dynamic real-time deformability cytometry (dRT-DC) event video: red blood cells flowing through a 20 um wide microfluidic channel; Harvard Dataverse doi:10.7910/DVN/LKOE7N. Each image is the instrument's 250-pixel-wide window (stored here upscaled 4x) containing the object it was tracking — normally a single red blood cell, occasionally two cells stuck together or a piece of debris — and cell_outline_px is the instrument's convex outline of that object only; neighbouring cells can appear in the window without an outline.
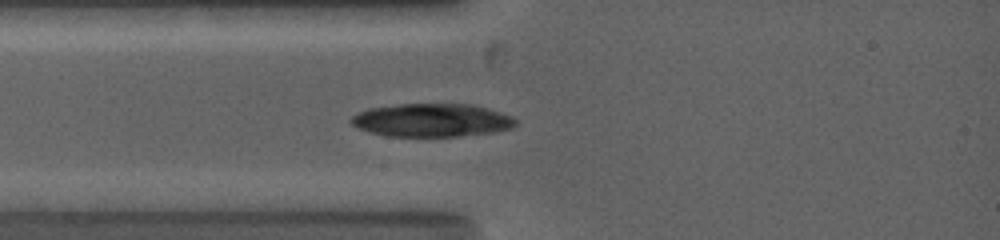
{"species": "common noctule bat (a hibernating species)", "species_latin": "Nyctalus noctula", "temperature_condition": "warm", "stored_images_in_passage": 16, "camera_frame_rate_fps": 5000, "um_per_image_px": 0.085, "animal": {"sex": "female", "body_mass_g": 19.0, "forearm_length_mm": 53.3}, "frame": {"image": 1, "passage_image": 12, "time_ms": 2.2, "image_size_px": [1000, 240], "cell_outline_px": [[516, 124], [512, 128], [492, 132], [456, 136], [388, 136], [372, 132], [360, 128], [352, 124], [348, 120], [352, 116], [360, 112], [372, 108], [400, 104], [472, 104], [488, 108], [512, 116], [516, 120]], "centroid_in_image_um": [36.73, 10.21], "position_along_channel_um": 48.3, "area_um2": 31.5}}
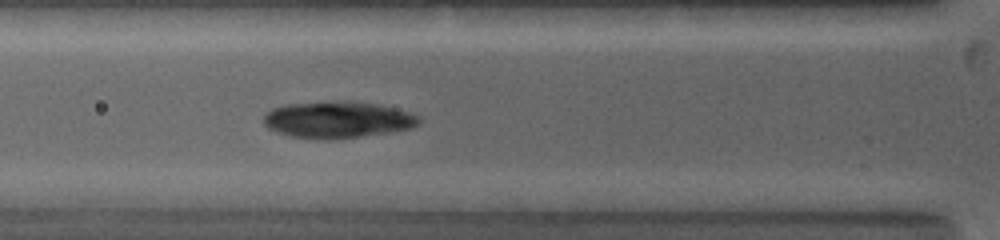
{"frame": {"image": 2, "passage_image": 16, "time_ms": 3.4, "image_size_px": [1000, 240], "cell_outline_px": [[420, 120], [412, 128], [392, 132], [328, 140], [324, 140], [292, 136], [268, 128], [264, 124], [264, 116], [272, 108], [284, 104], [344, 100], [348, 100], [376, 104], [408, 112], [416, 116]], "centroid_in_image_um": [28.66, 10.17], "position_along_channel_um": 97.1, "area_um2": 32.95}}